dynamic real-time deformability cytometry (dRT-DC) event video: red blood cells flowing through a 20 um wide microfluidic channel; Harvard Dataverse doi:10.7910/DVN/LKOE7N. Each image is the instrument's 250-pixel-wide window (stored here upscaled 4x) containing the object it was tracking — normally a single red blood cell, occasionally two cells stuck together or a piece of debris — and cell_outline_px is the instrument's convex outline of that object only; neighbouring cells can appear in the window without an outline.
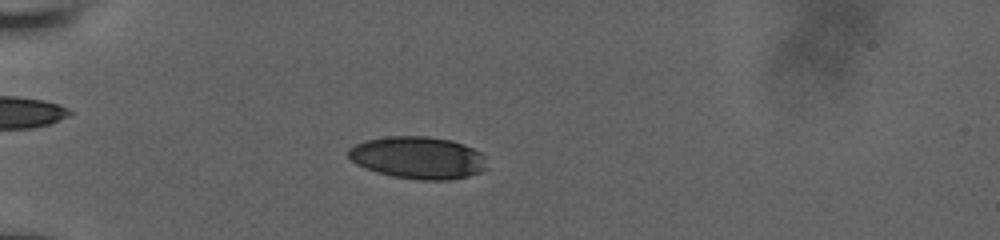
{"species": "human", "species_latin": "Homo sapiens", "temperature_condition": "room temperature", "stored_images_in_passage": 49, "camera_frame_rate_fps": 3000, "um_per_image_px": 0.085, "donor": {"sex": "male"}, "frame": {"image": 1, "passage_image": 16, "time_ms": 5.333, "image_size_px": [1000, 240], "cell_outline_px": [[488, 168], [480, 172], [468, 176], [448, 180], [420, 180], [392, 176], [376, 172], [356, 164], [348, 156], [348, 148], [364, 140], [388, 136], [428, 136], [452, 140], [464, 144], [480, 152], [484, 156]], "centroid_in_image_um": [35.54, 13.4], "position_along_channel_um": 49.5, "area_um2": 34.33}}
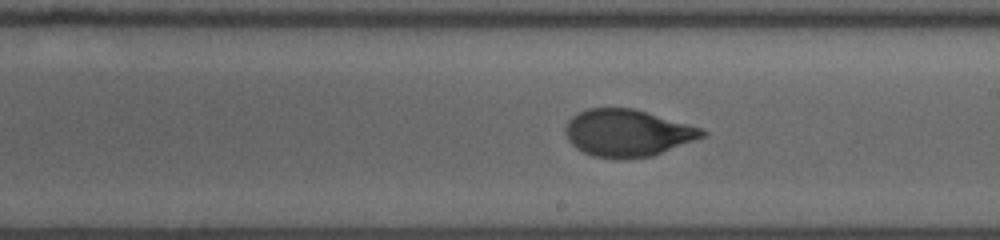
{"frame": {"image": 2, "passage_image": 32, "time_ms": 11.0, "image_size_px": [1000, 240], "cell_outline_px": [[708, 132], [704, 136], [652, 156], [616, 160], [592, 156], [576, 148], [568, 140], [564, 132], [564, 128], [568, 120], [572, 116], [588, 108], [632, 108], [700, 128]], "centroid_in_image_um": [53.26, 11.32], "position_along_channel_um": 235.7, "area_um2": 37.28}}
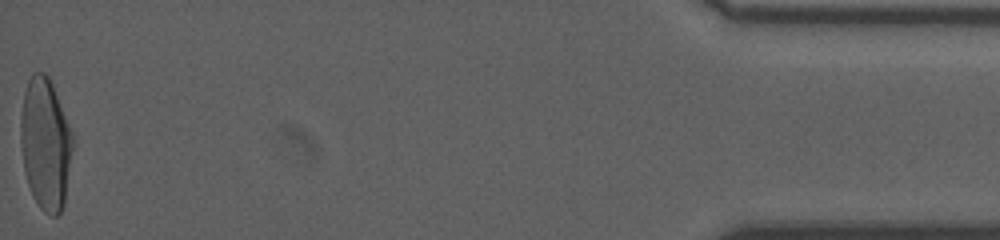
{"frame": {"image": 3, "passage_image": 49, "time_ms": 18.333, "image_size_px": [1000, 240], "cell_outline_px": [[72, 148], [64, 204], [60, 212], [56, 216], [52, 216], [44, 212], [40, 208], [28, 184], [24, 172], [20, 140], [20, 120], [24, 92], [28, 80], [32, 72], [44, 72], [48, 76], [52, 84], [72, 132]], "centroid_in_image_um": [3.84, 12.21], "position_along_channel_um": 431.4, "area_um2": 39.65}, "authors_computed_cell_mechanics": {"area_um2": 36.992, "velocity_mm_per_s": 3.835, "shape_relaxation_time_tau1_ms": 5.6216, "shape_relaxation_time_tau2_ms": null, "deformation_change_tau1": 0.2163, "deformation_change_tau2": null}}